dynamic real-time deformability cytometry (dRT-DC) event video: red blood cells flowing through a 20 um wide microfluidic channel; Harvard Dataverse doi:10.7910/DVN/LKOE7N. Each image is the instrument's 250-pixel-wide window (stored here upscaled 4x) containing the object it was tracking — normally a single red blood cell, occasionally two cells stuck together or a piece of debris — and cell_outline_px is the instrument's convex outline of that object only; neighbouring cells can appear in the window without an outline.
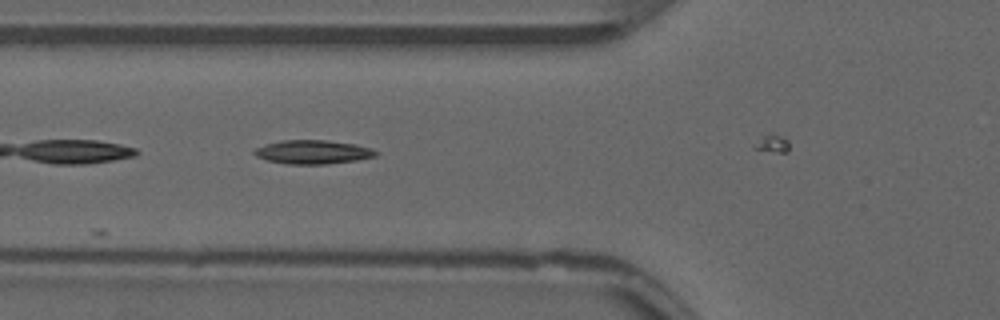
{"species": "common noctule bat (a hibernating species)", "species_latin": "Nyctalus noctula", "temperature_condition": "warm", "stored_images_in_passage": 8, "camera_frame_rate_fps": 3000, "um_per_image_px": 0.085, "animal": {"sex": "male", "forearm_length_mm": 52.5}, "frame": {"image": 1, "passage_image": 7, "time_ms": 2.0, "image_size_px": [1000, 320], "cell_outline_px": [[376, 152], [372, 156], [352, 160], [320, 164], [296, 164], [268, 160], [260, 156], [256, 152], [260, 148], [268, 144], [288, 140], [320, 140], [352, 144], [368, 148]], "centroid_in_image_um": [26.6, 12.92], "position_along_channel_um": 99.2, "area_um2": 15.49}}